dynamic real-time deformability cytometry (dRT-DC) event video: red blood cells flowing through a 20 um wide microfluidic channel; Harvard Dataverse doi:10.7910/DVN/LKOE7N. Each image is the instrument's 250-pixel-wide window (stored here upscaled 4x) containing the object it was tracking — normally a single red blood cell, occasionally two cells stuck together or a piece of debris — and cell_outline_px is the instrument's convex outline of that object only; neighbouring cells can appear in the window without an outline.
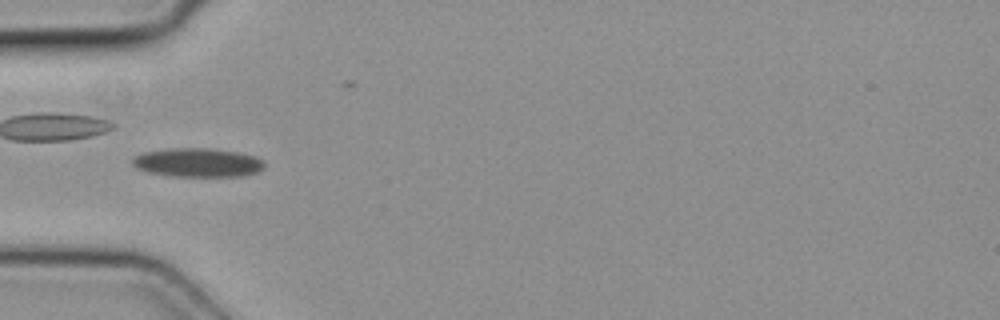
{"species": "common noctule bat (a hibernating species)", "species_latin": "Nyctalus noctula", "temperature_condition": "cold", "stored_images_in_passage": 4, "camera_frame_rate_fps": 3000, "um_per_image_px": 0.085, "animal": {"sex": "female", "body_mass_g": 19.3, "forearm_length_mm": 54.1}, "frame": {"image": 1, "passage_image": 3, "time_ms": 0.667, "image_size_px": [1000, 320], "cell_outline_px": [[264, 168], [256, 172], [244, 176], [172, 176], [148, 172], [136, 168], [132, 164], [132, 156], [144, 152], [172, 148], [212, 148], [240, 152], [256, 156], [264, 160]], "centroid_in_image_um": [16.82, 13.81], "position_along_channel_um": 68.2, "area_um2": 22.43}}
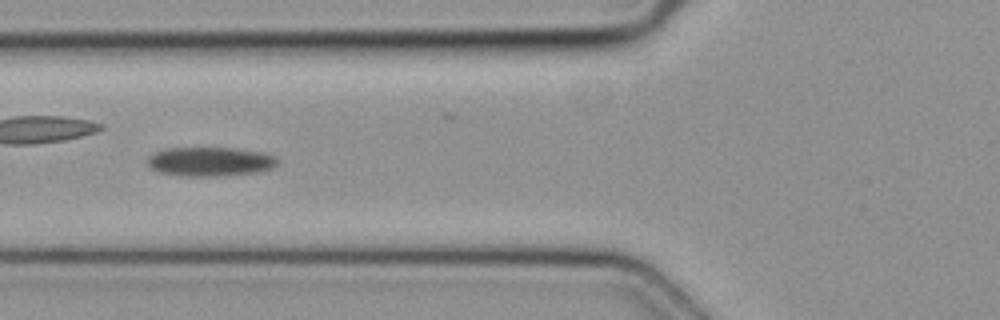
{"frame": {"image": 2, "passage_image": 4, "time_ms": 1.0, "image_size_px": [1000, 320], "cell_outline_px": [[280, 160], [272, 168], [260, 172], [224, 176], [176, 176], [156, 172], [148, 168], [148, 156], [152, 152], [164, 148], [236, 148], [264, 152], [276, 156]], "centroid_in_image_um": [17.83, 13.74], "position_along_channel_um": 108.0, "area_um2": 22.77}}